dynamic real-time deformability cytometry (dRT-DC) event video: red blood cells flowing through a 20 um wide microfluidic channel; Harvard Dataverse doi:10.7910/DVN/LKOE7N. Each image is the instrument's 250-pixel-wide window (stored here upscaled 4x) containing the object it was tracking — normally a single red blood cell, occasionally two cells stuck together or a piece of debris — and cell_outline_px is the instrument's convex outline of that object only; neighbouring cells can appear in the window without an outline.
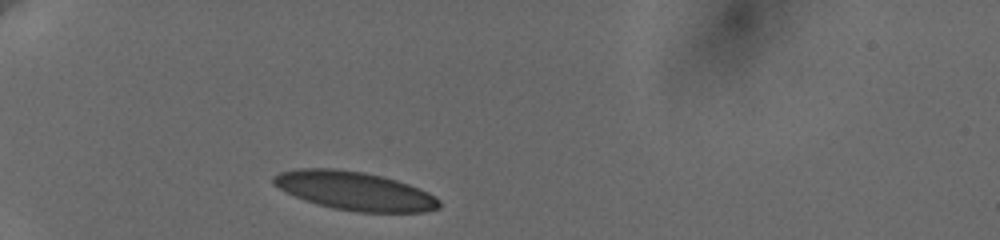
{"species": "human", "species_latin": "Homo sapiens", "temperature_condition": "cold", "stored_images_in_passage": 30, "camera_frame_rate_fps": 3000, "um_per_image_px": 0.085, "donor": {"sex": "female"}, "frame": {"image": 1, "passage_image": 1, "time_ms": 0.0, "image_size_px": [1000, 240], "cell_outline_px": [[440, 208], [424, 212], [356, 212], [332, 208], [316, 204], [304, 200], [272, 184], [272, 176], [280, 172], [296, 168], [336, 168], [364, 172], [384, 176], [408, 184], [428, 192], [440, 200]], "centroid_in_image_um": [30.14, 16.22], "position_along_channel_um": 54.9, "area_um2": 37.4}}
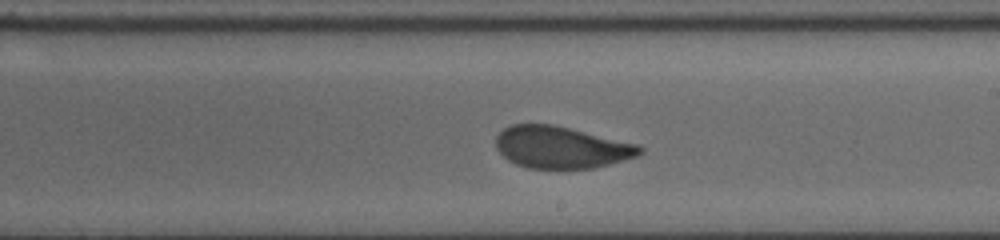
{"frame": {"image": 2, "passage_image": 17, "time_ms": 6.0, "image_size_px": [1000, 240], "cell_outline_px": [[644, 152], [636, 156], [596, 168], [528, 168], [516, 164], [508, 160], [496, 148], [496, 136], [504, 128], [512, 124], [552, 124], [636, 144], [644, 148]], "centroid_in_image_um": [47.68, 12.52], "position_along_channel_um": 241.3, "area_um2": 34.85}}
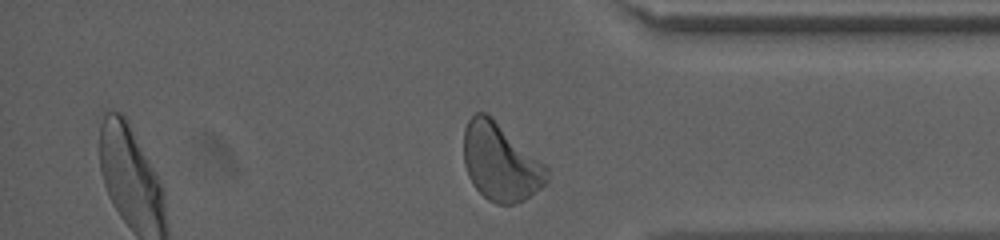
{"frame": {"image": 3, "passage_image": 29, "time_ms": 10.333, "image_size_px": [1000, 240], "cell_outline_px": [[548, 184], [524, 200], [512, 204], [496, 204], [488, 200], [472, 184], [468, 176], [464, 164], [464, 128], [468, 120], [476, 112], [484, 112], [492, 116], [544, 164], [548, 168]], "centroid_in_image_um": [42.54, 13.79], "position_along_channel_um": 392.7, "area_um2": 37.63}, "authors_computed_cell_mechanics": {"area_um2": 36.5585, "velocity_mm_per_s": 3.6294, "shape_relaxation_time_tau1_ms": 3.2836, "shape_relaxation_time_tau2_ms": null, "deformation_change_tau1": 0.1293, "deformation_change_tau2": null}}